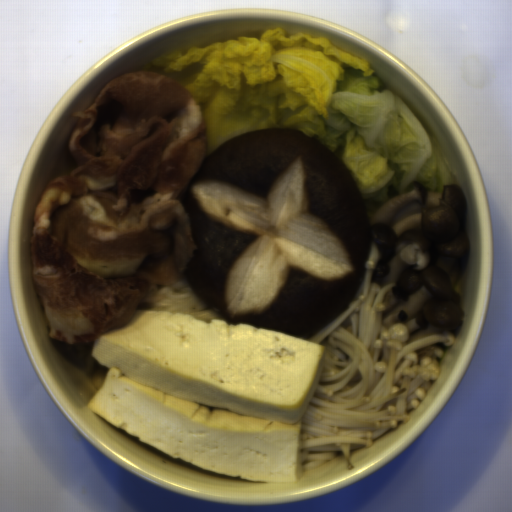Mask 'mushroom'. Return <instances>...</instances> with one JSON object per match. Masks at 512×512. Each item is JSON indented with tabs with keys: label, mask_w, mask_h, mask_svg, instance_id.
<instances>
[{
	"label": "mushroom",
	"mask_w": 512,
	"mask_h": 512,
	"mask_svg": "<svg viewBox=\"0 0 512 512\" xmlns=\"http://www.w3.org/2000/svg\"><path fill=\"white\" fill-rule=\"evenodd\" d=\"M180 204L196 245L181 277L234 326L308 340L365 277L364 198L344 162L304 132L264 128L220 144Z\"/></svg>",
	"instance_id": "983e1aa8"
}]
</instances>
